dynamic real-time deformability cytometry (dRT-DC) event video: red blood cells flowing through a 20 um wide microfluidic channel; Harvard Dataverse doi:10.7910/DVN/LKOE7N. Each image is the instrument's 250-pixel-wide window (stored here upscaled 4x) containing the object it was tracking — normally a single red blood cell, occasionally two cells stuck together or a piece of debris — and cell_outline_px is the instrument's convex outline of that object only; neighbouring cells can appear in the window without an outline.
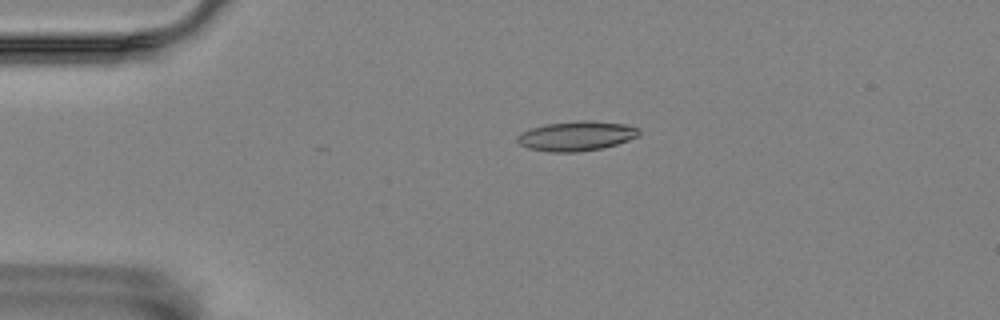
{"species": "Egyptian fruit bat (a non-hibernating species)", "species_latin": "Rousettus aegyptiacus", "temperature_condition": "room temperature", "stored_images_in_passage": 34, "camera_frame_rate_fps": 3000, "um_per_image_px": 0.085, "animal": {"sex": "female"}, "frame": {"image": 1, "passage_image": 1, "time_ms": 0.0, "image_size_px": [1000, 320], "cell_outline_px": [[640, 136], [616, 144], [600, 148], [576, 152], [548, 152], [528, 148], [520, 144], [516, 140], [516, 136], [520, 132], [544, 124], [580, 120], [588, 120], [624, 124], [640, 128]], "centroid_in_image_um": [48.98, 11.55], "position_along_channel_um": 36.0, "area_um2": 21.1}}
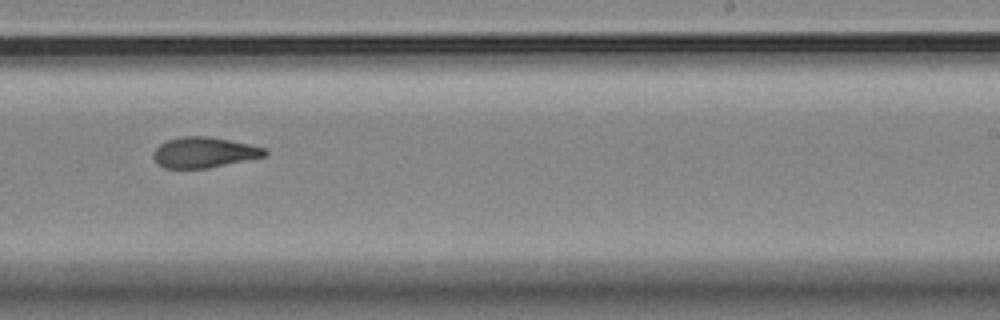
{"frame": {"image": 2, "passage_image": 24, "time_ms": 7.667, "image_size_px": [1000, 320], "cell_outline_px": [[268, 152], [264, 156], [208, 168], [164, 168], [152, 156], [152, 152], [160, 144], [168, 140], [180, 136], [208, 136], [248, 144], [264, 148]], "centroid_in_image_um": [17.31, 12.95], "position_along_channel_um": 271.7, "area_um2": 19.54}}
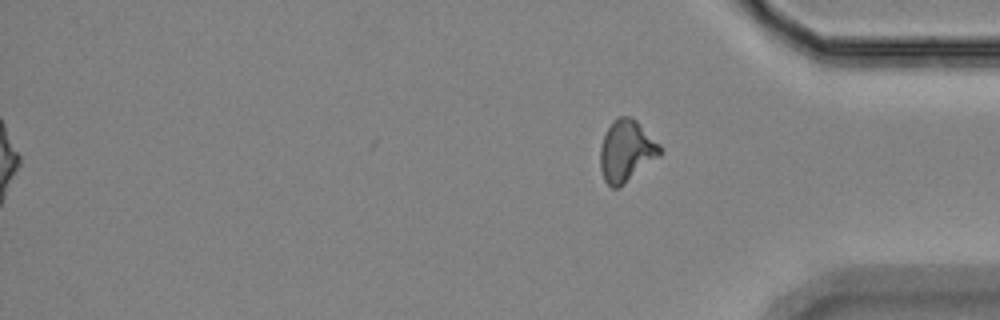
{"frame": {"image": 3, "passage_image": 34, "time_ms": 11.0, "image_size_px": [1000, 320], "cell_outline_px": [[660, 156], [620, 188], [612, 188], [604, 180], [600, 168], [600, 148], [604, 136], [612, 120], [620, 116], [632, 116], [660, 144]], "centroid_in_image_um": [53.23, 12.84], "position_along_channel_um": 382.0, "area_um2": 21.56}, "authors_computed_cell_mechanics": {"area_um2": 20.2589, "velocity_mm_per_s": 3.542, "shape_relaxation_time_tau1_ms": null, "shape_relaxation_time_tau2_ms": 2.4397, "deformation_change_tau1": null, "deformation_change_tau2": 0.1}}